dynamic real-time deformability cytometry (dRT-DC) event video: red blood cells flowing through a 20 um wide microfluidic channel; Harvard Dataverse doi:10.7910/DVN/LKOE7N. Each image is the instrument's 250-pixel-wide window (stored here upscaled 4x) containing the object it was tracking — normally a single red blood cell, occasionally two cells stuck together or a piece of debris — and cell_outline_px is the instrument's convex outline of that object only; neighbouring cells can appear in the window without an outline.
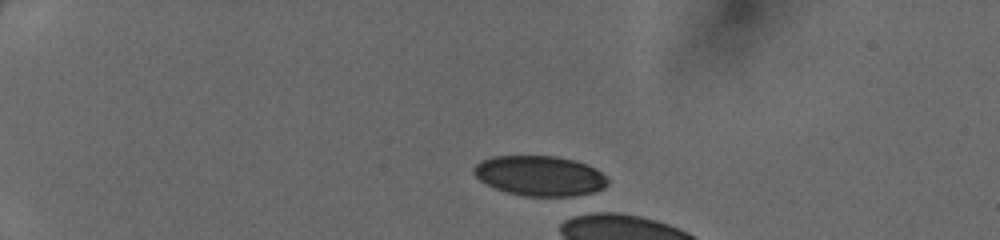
{"species": "human", "species_latin": "Homo sapiens", "temperature_condition": "cold", "stored_images_in_passage": 7, "camera_frame_rate_fps": 3000, "um_per_image_px": 0.085, "donor": {"sex": "female"}, "frame": {"image": 1, "passage_image": 1, "time_ms": 0.0, "image_size_px": [1000, 240], "cell_outline_px": [[608, 184], [604, 188], [592, 192], [572, 196], [524, 196], [508, 192], [496, 188], [480, 180], [472, 172], [472, 168], [480, 160], [492, 156], [556, 156], [576, 160], [596, 168], [608, 180]], "centroid_in_image_um": [45.87, 14.93], "position_along_channel_um": 39.1, "area_um2": 31.27}}